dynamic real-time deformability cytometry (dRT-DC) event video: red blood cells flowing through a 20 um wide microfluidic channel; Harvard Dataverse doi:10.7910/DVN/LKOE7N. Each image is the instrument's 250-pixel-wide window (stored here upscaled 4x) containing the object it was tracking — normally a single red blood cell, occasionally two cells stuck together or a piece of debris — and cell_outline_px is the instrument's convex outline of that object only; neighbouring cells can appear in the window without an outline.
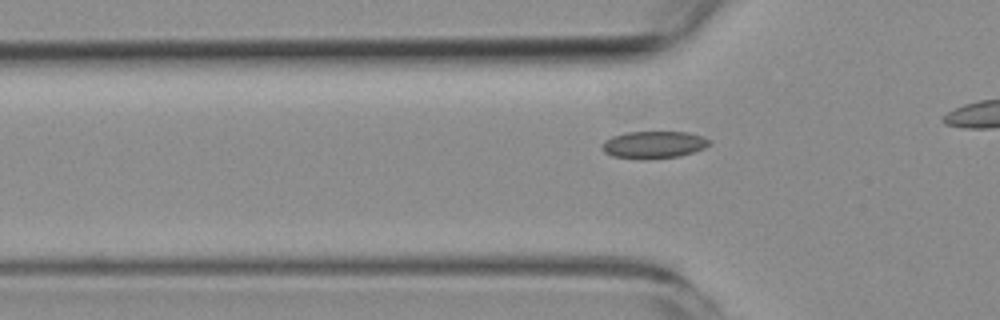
{"species": "common noctule bat (a hibernating species)", "species_latin": "Nyctalus noctula", "temperature_condition": "room temperature", "stored_images_in_passage": 6, "segment_of_instrument_passage": [2, 2], "camera_frame_rate_fps": 3000, "um_per_image_px": 0.085, "animal": {"sex": "female", "body_mass_g": 19.3, "forearm_length_mm": 54.1}, "frame": {"image": 1, "passage_image": 6, "time_ms": 6.0, "image_size_px": [1000, 320], "cell_outline_px": [[712, 144], [704, 148], [680, 156], [640, 160], [612, 156], [604, 152], [600, 148], [604, 140], [612, 136], [628, 132], [688, 132], [712, 140]], "centroid_in_image_um": [55.55, 12.31], "position_along_channel_um": 70.3, "area_um2": 17.22}}